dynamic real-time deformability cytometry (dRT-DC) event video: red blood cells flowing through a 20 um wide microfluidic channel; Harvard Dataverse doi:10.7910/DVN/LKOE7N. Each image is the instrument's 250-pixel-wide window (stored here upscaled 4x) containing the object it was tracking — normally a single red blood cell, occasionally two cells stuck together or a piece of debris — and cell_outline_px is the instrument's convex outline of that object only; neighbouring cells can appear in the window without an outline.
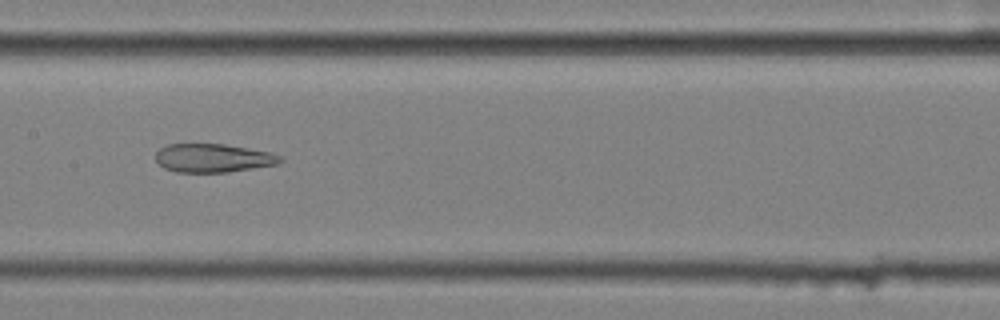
{"species": "common noctule bat (a hibernating species)", "species_latin": "Nyctalus noctula", "temperature_condition": "cold", "stored_images_in_passage": 9, "camera_frame_rate_fps": 3000, "um_per_image_px": 0.085, "animal": {"sex": "female", "body_mass_g": 25.1}, "frame": {"image": 1, "passage_image": 9, "time_ms": 2.667, "image_size_px": [1000, 320], "cell_outline_px": [[284, 160], [280, 164], [228, 172], [176, 172], [164, 168], [156, 160], [156, 152], [160, 148], [168, 144], [224, 144], [248, 148], [268, 152], [280, 156]], "centroid_in_image_um": [18.12, 13.44], "position_along_channel_um": 189.3, "area_um2": 20.69}}